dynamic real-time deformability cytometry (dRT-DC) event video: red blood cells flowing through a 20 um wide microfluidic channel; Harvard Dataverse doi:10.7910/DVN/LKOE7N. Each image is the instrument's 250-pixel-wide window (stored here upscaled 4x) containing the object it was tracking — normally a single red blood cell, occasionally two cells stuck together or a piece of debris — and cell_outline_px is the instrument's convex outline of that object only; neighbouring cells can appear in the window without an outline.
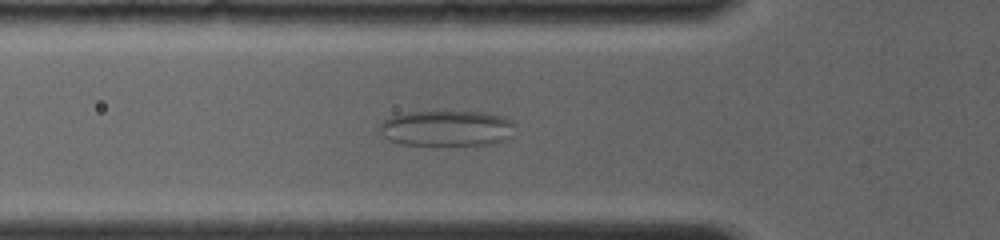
{"species": "common noctule bat (a hibernating species)", "species_latin": "Nyctalus noctula", "temperature_condition": "room temperature", "stored_images_in_passage": 43, "camera_frame_rate_fps": 4000, "um_per_image_px": 0.085, "animal": {"sex": "female", "body_mass_g": 19.0, "forearm_length_mm": 56.7}, "frame": {"image": 1, "passage_image": 13, "time_ms": 3.75, "image_size_px": [1000, 240], "cell_outline_px": [[516, 124], [512, 136], [504, 140], [492, 144], [400, 144], [388, 140], [376, 128], [388, 116], [408, 112], [484, 112], [504, 116], [512, 120]], "centroid_in_image_um": [37.98, 10.89], "position_along_channel_um": 87.8, "area_um2": 28.32}}
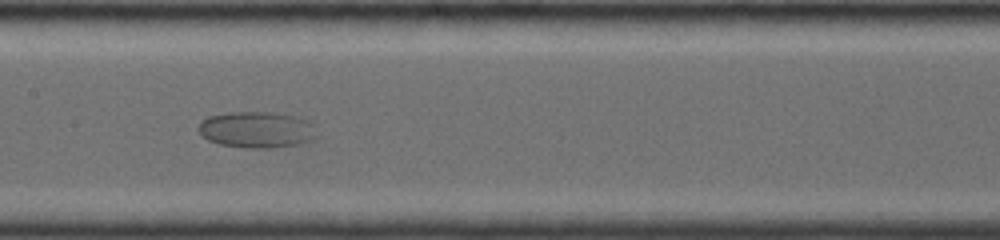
{"frame": {"image": 2, "passage_image": 22, "time_ms": 6.25, "image_size_px": [1000, 240], "cell_outline_px": [[316, 136], [312, 140], [304, 144], [268, 148], [248, 148], [220, 144], [208, 140], [200, 132], [200, 120], [208, 116], [228, 112], [268, 112], [296, 116], [308, 120], [316, 124]], "centroid_in_image_um": [21.88, 11.02], "position_along_channel_um": 185.5, "area_um2": 25.26}}
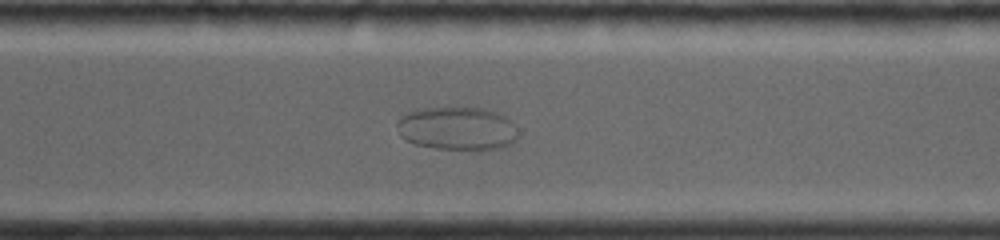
{"frame": {"image": 3, "passage_image": 34, "time_ms": 10.0, "image_size_px": [1000, 240], "cell_outline_px": [[516, 136], [508, 144], [500, 148], [436, 148], [416, 144], [400, 136], [396, 128], [396, 120], [400, 116], [424, 108], [484, 108], [496, 112], [512, 120]], "centroid_in_image_um": [38.8, 10.89], "position_along_channel_um": 331.8, "area_um2": 29.77}}